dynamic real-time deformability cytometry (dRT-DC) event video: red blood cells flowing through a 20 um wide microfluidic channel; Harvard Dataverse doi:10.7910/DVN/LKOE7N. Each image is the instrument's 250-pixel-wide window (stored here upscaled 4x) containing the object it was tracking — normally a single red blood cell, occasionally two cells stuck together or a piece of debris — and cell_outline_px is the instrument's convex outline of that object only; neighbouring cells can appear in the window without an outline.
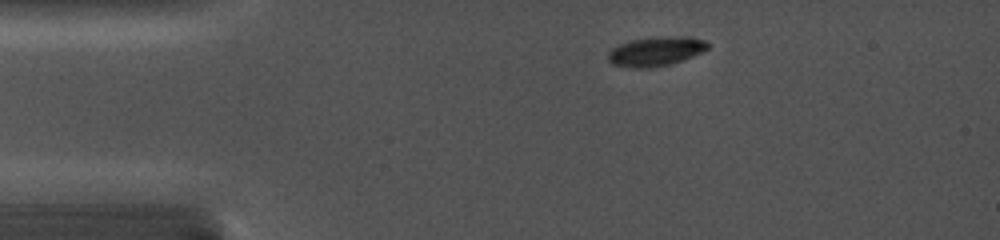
{"species": "common noctule bat (a hibernating species)", "species_latin": "Nyctalus noctula", "temperature_condition": "cold", "stored_images_in_passage": 30, "camera_frame_rate_fps": 5000, "um_per_image_px": 0.085, "animal": {"sex": "female", "body_mass_g": 19.0, "forearm_length_mm": 56.7}, "frame": {"image": 1, "passage_image": 1, "time_ms": 0.0, "image_size_px": [1000, 240], "cell_outline_px": [[708, 48], [692, 56], [672, 64], [648, 68], [636, 68], [612, 64], [608, 60], [608, 52], [612, 48], [628, 40], [668, 36], [688, 36], [704, 40], [708, 44]], "centroid_in_image_um": [55.72, 4.36], "position_along_channel_um": 29.3, "area_um2": 16.94}}
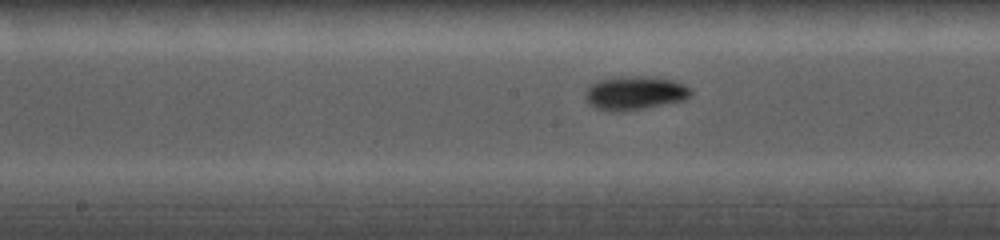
{"frame": {"image": 2, "passage_image": 13, "time_ms": 5.4, "image_size_px": [1000, 240], "cell_outline_px": [[692, 92], [684, 100], [644, 108], [620, 112], [612, 112], [596, 108], [588, 104], [584, 96], [584, 92], [596, 80], [620, 76], [656, 76], [672, 80], [684, 84], [692, 88]], "centroid_in_image_um": [53.93, 7.89], "position_along_channel_um": 194.3, "area_um2": 21.04}}
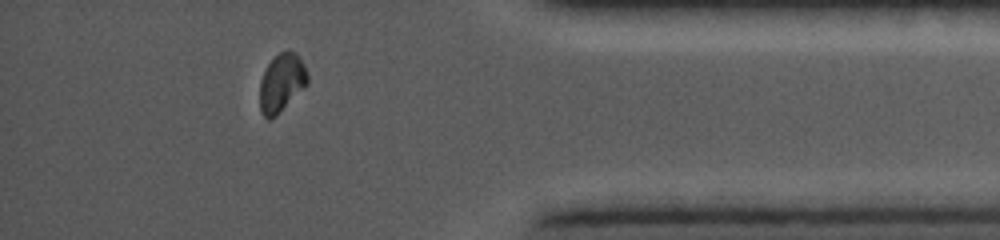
{"frame": {"image": 3, "passage_image": 26, "time_ms": 11.2, "image_size_px": [1000, 240], "cell_outline_px": [[308, 84], [276, 116], [268, 120], [260, 112], [260, 80], [268, 64], [280, 52], [296, 52], [304, 64], [308, 76]], "centroid_in_image_um": [23.94, 7.07], "position_along_channel_um": 411.3, "area_um2": 16.07}}